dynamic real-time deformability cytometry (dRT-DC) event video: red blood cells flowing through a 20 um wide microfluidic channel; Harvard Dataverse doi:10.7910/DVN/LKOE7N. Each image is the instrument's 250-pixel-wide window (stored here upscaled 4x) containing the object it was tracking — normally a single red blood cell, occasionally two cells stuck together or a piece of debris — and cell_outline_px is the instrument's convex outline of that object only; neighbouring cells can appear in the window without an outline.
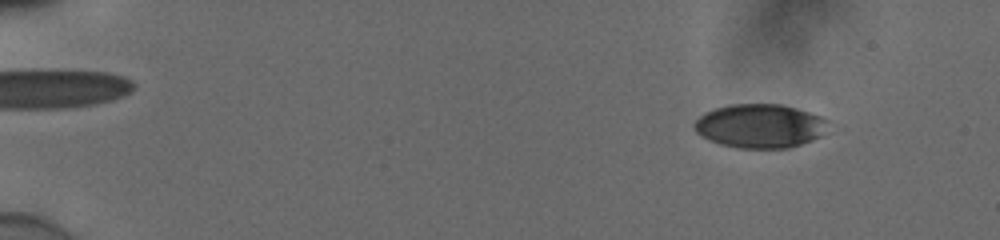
{"species": "human", "species_latin": "Homo sapiens", "temperature_condition": "cold", "stored_images_in_passage": 56, "camera_frame_rate_fps": 3000, "um_per_image_px": 0.085, "donor": {"sex": "male"}, "frame": {"image": 1, "passage_image": 8, "time_ms": 2.333, "image_size_px": [1000, 240], "cell_outline_px": [[828, 120], [824, 136], [788, 148], [740, 148], [720, 144], [708, 140], [700, 136], [696, 132], [692, 124], [704, 112], [716, 108], [732, 104], [780, 104], [796, 108], [820, 116]], "centroid_in_image_um": [64.58, 10.71], "position_along_channel_um": 20.4, "area_um2": 34.33}}
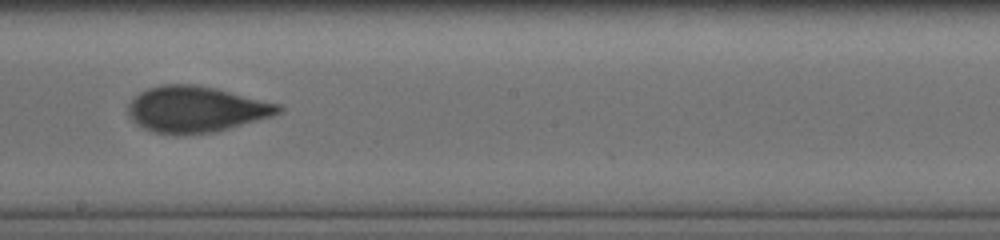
{"frame": {"image": 2, "passage_image": 35, "time_ms": 11.333, "image_size_px": [1000, 240], "cell_outline_px": [[284, 108], [280, 112], [272, 116], [228, 128], [212, 132], [180, 136], [176, 136], [156, 132], [144, 128], [132, 120], [128, 112], [128, 104], [140, 92], [148, 88], [160, 84], [196, 84], [216, 88], [280, 104]], "centroid_in_image_um": [16.65, 9.29], "position_along_channel_um": 231.6, "area_um2": 40.34}}
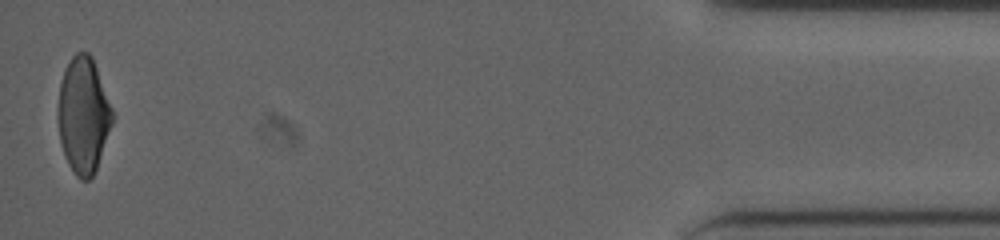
{"frame": {"image": 3, "passage_image": 56, "time_ms": 18.333, "image_size_px": [1000, 240], "cell_outline_px": [[112, 124], [96, 168], [92, 176], [88, 180], [80, 180], [76, 176], [68, 164], [60, 144], [56, 116], [60, 84], [64, 68], [72, 56], [76, 52], [88, 52], [92, 56], [112, 108]], "centroid_in_image_um": [7.05, 9.78], "position_along_channel_um": 428.2, "area_um2": 36.88}, "authors_computed_cell_mechanics": {"area_um2": 38.2925, "velocity_mm_per_s": 3.8757, "shape_relaxation_time_tau1_ms": 6.4044, "shape_relaxation_time_tau2_ms": 1.2844, "deformation_change_tau1": 0.1689, "deformation_change_tau2": 0.0627}}